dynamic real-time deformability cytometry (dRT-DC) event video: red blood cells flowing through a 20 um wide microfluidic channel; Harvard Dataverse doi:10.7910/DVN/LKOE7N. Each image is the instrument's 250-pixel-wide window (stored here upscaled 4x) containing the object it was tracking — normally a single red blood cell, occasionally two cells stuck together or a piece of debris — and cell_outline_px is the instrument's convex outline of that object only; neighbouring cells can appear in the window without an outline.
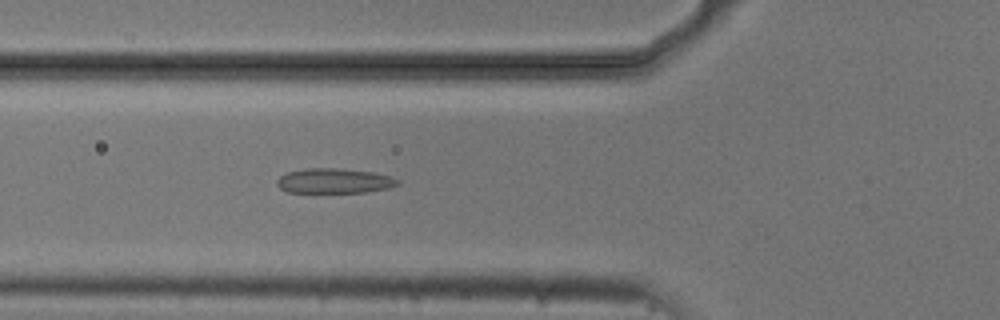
{"species": "common noctule bat (a hibernating species)", "species_latin": "Nyctalus noctula", "temperature_condition": "cold", "stored_images_in_passage": 5, "camera_frame_rate_fps": 3000, "um_per_image_px": 0.085, "animal": {"sex": "male", "body_mass_g": 20.5, "forearm_length_mm": 52.5}, "frame": {"image": 1, "passage_image": 5, "time_ms": 1.333, "image_size_px": [1000, 320], "cell_outline_px": [[400, 184], [388, 188], [364, 192], [288, 192], [280, 188], [276, 184], [276, 180], [280, 176], [288, 172], [304, 168], [340, 168], [372, 172], [392, 176], [400, 180]], "centroid_in_image_um": [28.42, 15.36], "position_along_channel_um": 97.4, "area_um2": 17.57}}